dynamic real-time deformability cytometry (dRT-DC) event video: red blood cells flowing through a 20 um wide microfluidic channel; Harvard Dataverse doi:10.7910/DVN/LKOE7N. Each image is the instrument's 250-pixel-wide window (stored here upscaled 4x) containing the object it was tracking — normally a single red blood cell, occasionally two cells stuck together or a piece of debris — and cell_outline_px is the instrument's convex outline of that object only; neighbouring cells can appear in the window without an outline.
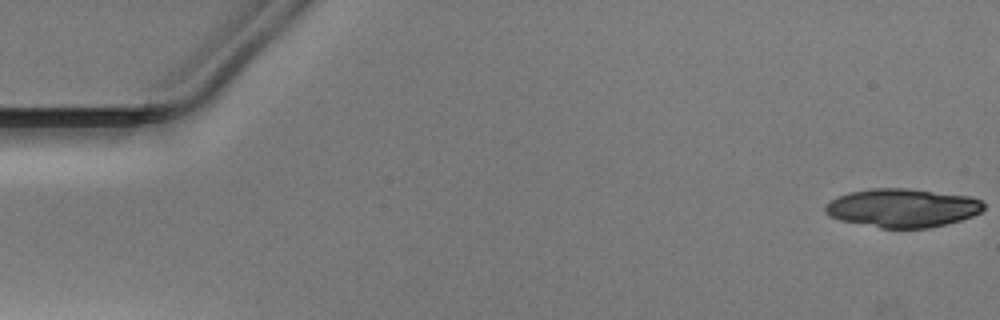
{"species": "Egyptian fruit bat (a non-hibernating species)", "species_latin": "Rousettus aegyptiacus", "temperature_condition": "warm", "stored_images_in_passage": 51, "camera_frame_rate_fps": 3000, "um_per_image_px": 0.085, "animal": {"sex": "male"}, "frame": {"image": 1, "passage_image": 1, "time_ms": 0.0, "image_size_px": [1000, 320], "cell_outline_px": [[984, 208], [980, 212], [972, 216], [960, 220], [928, 228], [880, 228], [840, 220], [828, 216], [824, 212], [824, 204], [848, 192], [872, 188], [908, 188], [972, 196], [980, 200], [984, 204]], "centroid_in_image_um": [76.69, 17.67], "position_along_channel_um": 8.3, "area_um2": 35.78}}
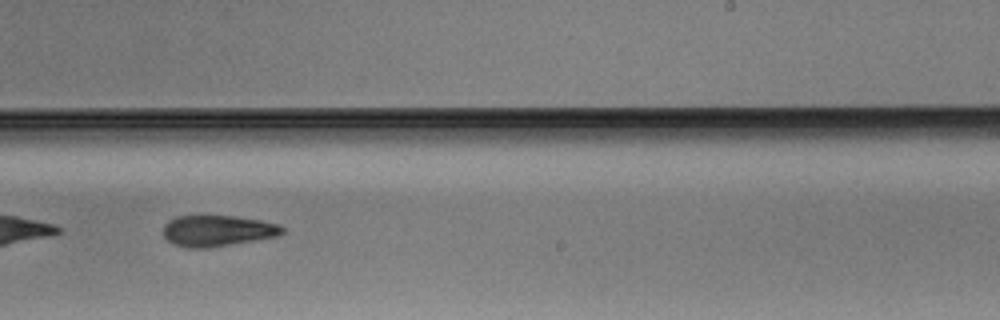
{"frame": {"image": 2, "passage_image": 32, "time_ms": 10.333, "image_size_px": [1000, 320], "cell_outline_px": [[284, 232], [280, 236], [256, 240], [204, 248], [188, 248], [172, 244], [164, 236], [164, 224], [168, 220], [176, 216], [236, 216], [260, 220], [280, 224], [284, 228]], "centroid_in_image_um": [18.5, 19.61], "position_along_channel_um": 270.5, "area_um2": 21.62}}
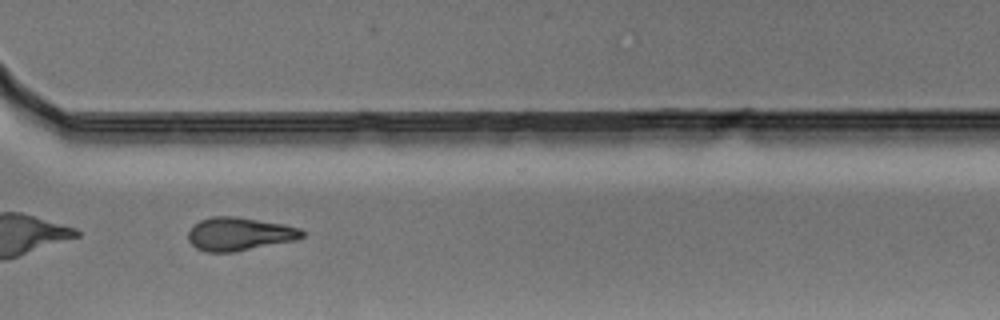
{"frame": {"image": 3, "passage_image": 38, "time_ms": 12.333, "image_size_px": [1000, 320], "cell_outline_px": [[308, 232], [304, 236], [296, 240], [236, 252], [204, 252], [196, 248], [188, 240], [188, 232], [200, 220], [212, 216], [236, 216], [284, 224], [300, 228]], "centroid_in_image_um": [20.38, 19.89], "position_along_channel_um": 350.2, "area_um2": 22.31}}